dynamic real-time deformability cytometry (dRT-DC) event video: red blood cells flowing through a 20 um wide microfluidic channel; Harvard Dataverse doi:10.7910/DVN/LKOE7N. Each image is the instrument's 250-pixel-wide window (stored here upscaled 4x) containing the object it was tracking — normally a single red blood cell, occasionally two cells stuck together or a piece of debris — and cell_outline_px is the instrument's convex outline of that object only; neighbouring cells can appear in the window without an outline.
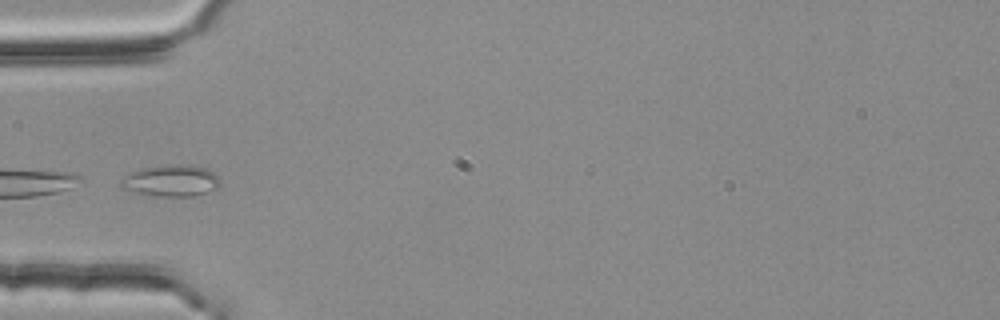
{"species": "common noctule bat (a hibernating species)", "species_latin": "Nyctalus noctula", "temperature_condition": "room temperature", "stored_images_in_passage": 33, "camera_frame_rate_fps": 3000, "um_per_image_px": 0.085, "animal": {"sex": "female", "body_mass_g": 25.1}, "frame": {"image": 1, "passage_image": 1, "time_ms": 0.0, "image_size_px": [1000, 320], "cell_outline_px": [[220, 184], [216, 188], [208, 192], [196, 196], [160, 196], [132, 192], [120, 188], [116, 184], [128, 172], [144, 168], [172, 164], [192, 164], [208, 168], [220, 180]], "centroid_in_image_um": [14.5, 15.35], "position_along_channel_um": 70.5, "area_um2": 18.61}, "authors_computed_cell_mechanics": {"area_um2": 11.849, "velocity_mm_per_s": 3.7664, "shape_relaxation_time_tau1_ms": 2.4288, "shape_relaxation_time_tau2_ms": null, "deformation_change_tau1": 0.0715, "deformation_change_tau2": null}}